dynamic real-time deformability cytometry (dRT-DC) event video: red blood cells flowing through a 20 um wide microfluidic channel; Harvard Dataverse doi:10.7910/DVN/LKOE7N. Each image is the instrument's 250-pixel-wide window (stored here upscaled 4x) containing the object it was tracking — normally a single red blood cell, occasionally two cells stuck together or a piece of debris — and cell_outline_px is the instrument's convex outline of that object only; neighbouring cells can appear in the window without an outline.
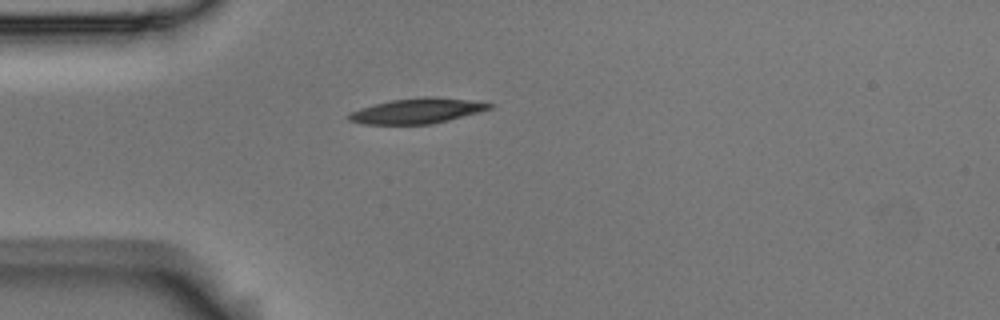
{"species": "Egyptian fruit bat (a non-hibernating species)", "species_latin": "Rousettus aegyptiacus", "temperature_condition": "room temperature", "stored_images_in_passage": 2, "camera_frame_rate_fps": 3000, "um_per_image_px": 0.085, "animal": {"sex": "male"}, "frame": {"image": 1, "passage_image": 1, "time_ms": 0.0, "image_size_px": [1000, 320], "cell_outline_px": [[496, 104], [492, 108], [480, 112], [432, 124], [364, 124], [348, 120], [344, 116], [360, 108], [392, 100], [424, 96], [436, 96], [472, 100]], "centroid_in_image_um": [35.5, 9.41], "position_along_channel_um": 49.5, "area_um2": 20.81}}